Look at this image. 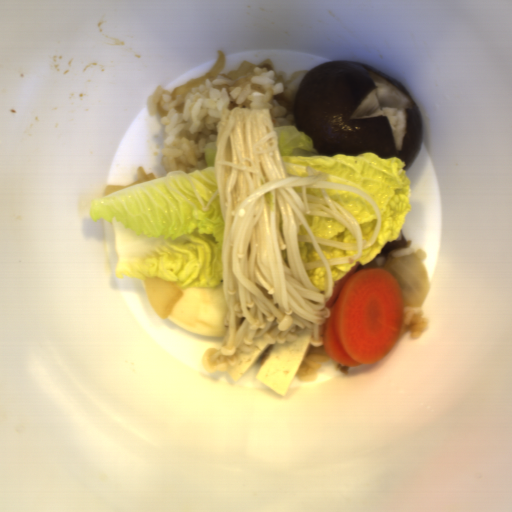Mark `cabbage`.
Segmentation results:
<instances>
[{"label":"cabbage","mask_w":512,"mask_h":512,"mask_svg":"<svg viewBox=\"0 0 512 512\" xmlns=\"http://www.w3.org/2000/svg\"><path fill=\"white\" fill-rule=\"evenodd\" d=\"M216 141L208 143L204 148L206 167L197 171H186L196 186L205 206L218 191L217 175L215 169Z\"/></svg>","instance_id":"83cfc177"},{"label":"cabbage","mask_w":512,"mask_h":512,"mask_svg":"<svg viewBox=\"0 0 512 512\" xmlns=\"http://www.w3.org/2000/svg\"><path fill=\"white\" fill-rule=\"evenodd\" d=\"M329 197L345 208L361 226L362 239L367 242L372 238L378 216L375 207L366 199L353 192L325 189Z\"/></svg>","instance_id":"31cb4dd1"},{"label":"cabbage","mask_w":512,"mask_h":512,"mask_svg":"<svg viewBox=\"0 0 512 512\" xmlns=\"http://www.w3.org/2000/svg\"><path fill=\"white\" fill-rule=\"evenodd\" d=\"M306 275L318 291L325 292V268L319 267L306 270Z\"/></svg>","instance_id":"5104c2ef"},{"label":"cabbage","mask_w":512,"mask_h":512,"mask_svg":"<svg viewBox=\"0 0 512 512\" xmlns=\"http://www.w3.org/2000/svg\"><path fill=\"white\" fill-rule=\"evenodd\" d=\"M280 156L288 177H309L307 167L323 171L324 182H336L362 190L373 197L380 213V231L370 248L362 250L359 260L346 265H328L333 281L347 274L352 266L369 263L378 256L388 241L398 238L406 217L413 211L409 203L413 189L412 179L399 158L383 159L371 152L356 156L338 153L324 156L313 147V140L298 130L296 124L274 127Z\"/></svg>","instance_id":"f4c42f77"},{"label":"cabbage","mask_w":512,"mask_h":512,"mask_svg":"<svg viewBox=\"0 0 512 512\" xmlns=\"http://www.w3.org/2000/svg\"><path fill=\"white\" fill-rule=\"evenodd\" d=\"M298 250L303 264L322 260L313 242L298 241Z\"/></svg>","instance_id":"115b8fd1"},{"label":"cabbage","mask_w":512,"mask_h":512,"mask_svg":"<svg viewBox=\"0 0 512 512\" xmlns=\"http://www.w3.org/2000/svg\"><path fill=\"white\" fill-rule=\"evenodd\" d=\"M318 244V243H317ZM325 260L326 259H332V258H339V257H345V256H352L356 255L358 252L357 250H342L333 246L318 244Z\"/></svg>","instance_id":"d0b9bed7"},{"label":"cabbage","mask_w":512,"mask_h":512,"mask_svg":"<svg viewBox=\"0 0 512 512\" xmlns=\"http://www.w3.org/2000/svg\"><path fill=\"white\" fill-rule=\"evenodd\" d=\"M303 217L313 236L332 242L358 245L355 235L336 219L307 214H303Z\"/></svg>","instance_id":"e044984a"},{"label":"cabbage","mask_w":512,"mask_h":512,"mask_svg":"<svg viewBox=\"0 0 512 512\" xmlns=\"http://www.w3.org/2000/svg\"><path fill=\"white\" fill-rule=\"evenodd\" d=\"M196 210L162 178H154L89 201L91 222L121 224L135 237H160L145 253L123 256L114 265L117 278L153 277L174 281L177 288H217L223 283L225 224L219 194L206 211L186 177L171 176Z\"/></svg>","instance_id":"4295e07d"}]
</instances>
